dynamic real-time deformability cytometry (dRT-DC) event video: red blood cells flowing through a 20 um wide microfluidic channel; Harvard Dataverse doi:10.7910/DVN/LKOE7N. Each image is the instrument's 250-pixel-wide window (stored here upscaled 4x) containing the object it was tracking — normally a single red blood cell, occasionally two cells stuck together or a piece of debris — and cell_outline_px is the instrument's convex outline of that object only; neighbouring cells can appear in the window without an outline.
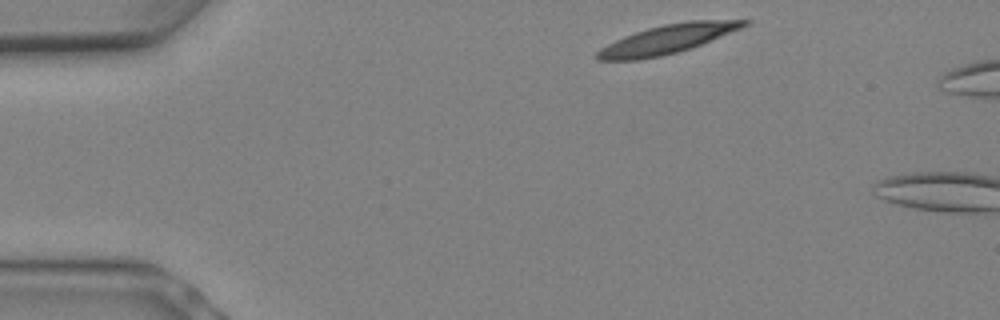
{"species": "Egyptian fruit bat (a non-hibernating species)", "species_latin": "Rousettus aegyptiacus", "temperature_condition": "warm", "stored_images_in_passage": 3, "camera_frame_rate_fps": 3000, "um_per_image_px": 0.085, "animal": {"sex": "female"}, "frame": {"image": 1, "passage_image": 1, "time_ms": 0.0, "image_size_px": [1000, 320], "cell_outline_px": [[752, 20], [748, 24], [740, 28], [692, 48], [660, 56], [636, 60], [600, 60], [596, 56], [596, 52], [608, 44], [624, 36], [648, 28], [664, 24], [692, 20]], "centroid_in_image_um": [56.73, 3.33], "position_along_channel_um": 28.3, "area_um2": 24.22}}